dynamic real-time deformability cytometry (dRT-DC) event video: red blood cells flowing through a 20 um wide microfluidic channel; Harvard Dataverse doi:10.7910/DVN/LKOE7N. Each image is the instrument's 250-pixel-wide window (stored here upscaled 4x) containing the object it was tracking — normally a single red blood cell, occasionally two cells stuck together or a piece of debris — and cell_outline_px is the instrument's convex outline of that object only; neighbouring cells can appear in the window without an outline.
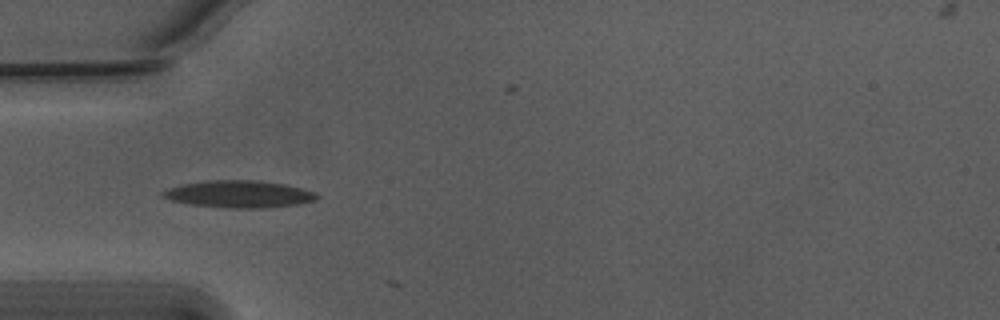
{"species": "Egyptian fruit bat (a non-hibernating species)", "species_latin": "Rousettus aegyptiacus", "temperature_condition": "warm", "stored_images_in_passage": 6, "camera_frame_rate_fps": 3000, "um_per_image_px": 0.085, "animal": {"sex": "male"}, "frame": {"image": 1, "passage_image": 1, "time_ms": 0.0, "image_size_px": [1000, 320], "cell_outline_px": [[320, 196], [316, 200], [300, 204], [264, 208], [228, 208], [188, 204], [172, 200], [160, 196], [160, 192], [168, 188], [184, 184], [208, 180], [260, 180], [284, 184], [316, 192]], "centroid_in_image_um": [20.33, 16.5], "position_along_channel_um": 64.7, "area_um2": 24.51}}
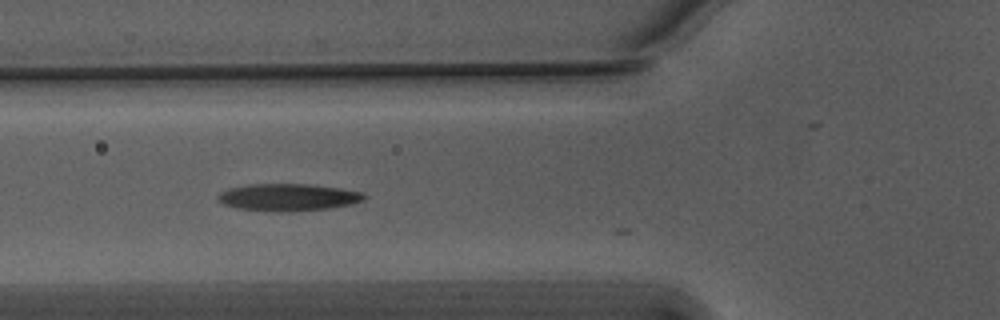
{"frame": {"image": 2, "passage_image": 4, "time_ms": 1.0, "image_size_px": [1000, 320], "cell_outline_px": [[368, 196], [364, 200], [352, 204], [332, 208], [288, 212], [276, 212], [236, 208], [224, 204], [216, 200], [216, 196], [220, 192], [228, 188], [252, 184], [308, 184], [340, 188], [364, 192]], "centroid_in_image_um": [24.51, 16.77], "position_along_channel_um": 101.3, "area_um2": 23.52}}